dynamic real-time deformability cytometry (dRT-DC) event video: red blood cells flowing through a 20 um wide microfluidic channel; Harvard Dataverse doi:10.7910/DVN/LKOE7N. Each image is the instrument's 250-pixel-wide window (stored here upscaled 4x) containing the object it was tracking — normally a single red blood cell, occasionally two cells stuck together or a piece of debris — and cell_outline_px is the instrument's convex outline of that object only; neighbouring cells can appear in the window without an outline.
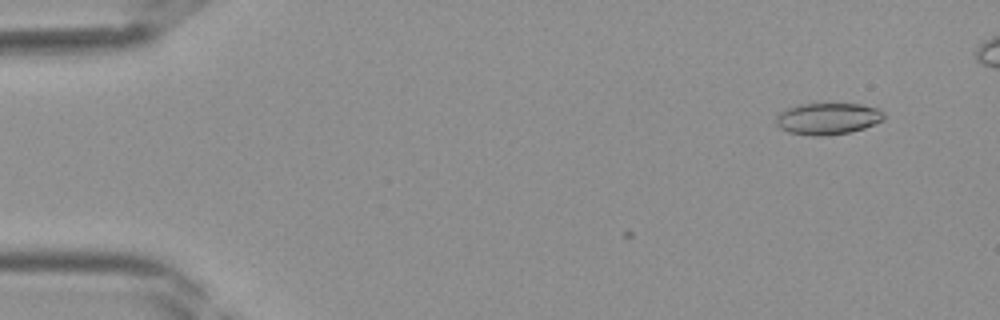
{"species": "Egyptian fruit bat (a non-hibernating species)", "species_latin": "Rousettus aegyptiacus", "temperature_condition": "room temperature", "stored_images_in_passage": 6, "camera_frame_rate_fps": 3000, "um_per_image_px": 0.085, "frame": {"image": 1, "passage_image": 1, "time_ms": 0.0, "image_size_px": [1000, 320], "cell_outline_px": [[884, 120], [864, 128], [848, 132], [824, 136], [812, 136], [788, 132], [780, 128], [776, 124], [776, 116], [784, 108], [800, 104], [860, 104], [876, 108], [884, 112]], "centroid_in_image_um": [70.33, 10.08], "position_along_channel_um": 14.7, "area_um2": 19.94}}